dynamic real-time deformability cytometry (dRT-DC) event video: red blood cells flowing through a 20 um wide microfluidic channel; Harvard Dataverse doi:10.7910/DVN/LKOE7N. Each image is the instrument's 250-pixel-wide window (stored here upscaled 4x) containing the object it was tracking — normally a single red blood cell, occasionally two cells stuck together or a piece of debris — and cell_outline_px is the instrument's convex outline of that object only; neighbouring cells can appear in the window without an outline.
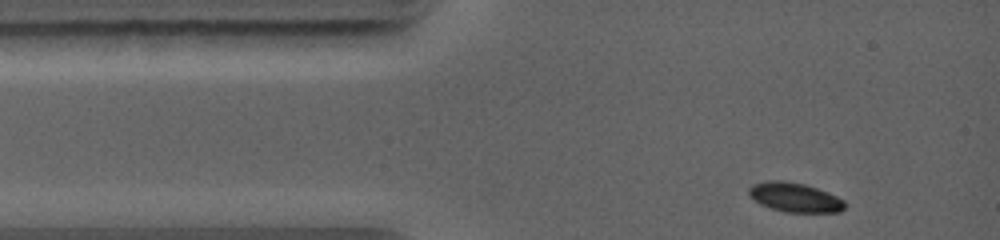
{"species": "common noctule bat (a hibernating species)", "species_latin": "Nyctalus noctula", "temperature_condition": "warm", "stored_images_in_passage": 6, "camera_frame_rate_fps": 5000, "um_per_image_px": 0.085, "animal": {"sex": "female", "body_mass_g": 19.0, "forearm_length_mm": 56.7}, "frame": {"image": 1, "passage_image": 1, "time_ms": 0.0, "image_size_px": [1000, 240], "cell_outline_px": [[844, 208], [840, 212], [784, 212], [760, 204], [748, 196], [748, 188], [752, 184], [768, 180], [784, 180], [804, 184], [816, 188], [836, 196], [844, 200]], "centroid_in_image_um": [67.51, 16.77], "position_along_channel_um": 17.5, "area_um2": 16.42}}
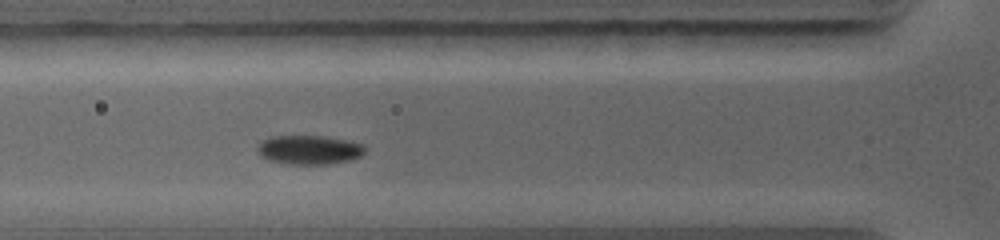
{"frame": {"image": 2, "passage_image": 4, "time_ms": 2.6, "image_size_px": [1000, 240], "cell_outline_px": [[364, 152], [360, 156], [348, 160], [328, 164], [284, 164], [268, 160], [260, 156], [256, 152], [256, 148], [260, 140], [268, 136], [320, 136], [348, 140], [364, 144]], "centroid_in_image_um": [26.19, 12.73], "position_along_channel_um": 99.6, "area_um2": 18.44}}
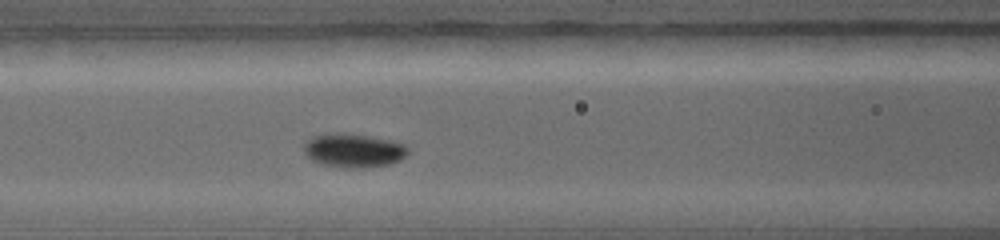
{"frame": {"image": 3, "passage_image": 5, "time_ms": 3.4, "image_size_px": [1000, 240], "cell_outline_px": [[408, 152], [400, 160], [388, 164], [368, 168], [348, 168], [320, 164], [312, 160], [304, 152], [304, 144], [312, 136], [332, 132], [340, 132], [368, 136], [388, 140], [404, 144], [408, 148]], "centroid_in_image_um": [30.02, 12.79], "position_along_channel_um": 136.6, "area_um2": 20.52}}